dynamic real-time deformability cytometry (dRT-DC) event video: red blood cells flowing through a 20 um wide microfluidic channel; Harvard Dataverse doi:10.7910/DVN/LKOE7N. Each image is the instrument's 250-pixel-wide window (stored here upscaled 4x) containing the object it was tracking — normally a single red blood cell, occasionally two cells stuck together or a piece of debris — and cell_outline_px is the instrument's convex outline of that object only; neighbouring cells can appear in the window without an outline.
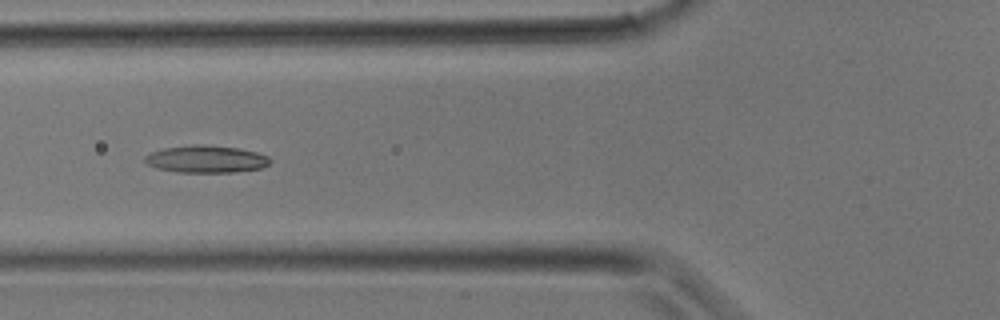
{"species": "common noctule bat (a hibernating species)", "species_latin": "Nyctalus noctula", "temperature_condition": "room temperature", "stored_images_in_passage": 25, "camera_frame_rate_fps": 3000, "um_per_image_px": 0.085, "animal": {"sex": "male", "body_mass_g": 17.9}, "frame": {"image": 1, "passage_image": 6, "time_ms": 1.667, "image_size_px": [1000, 320], "cell_outline_px": [[272, 160], [268, 164], [260, 168], [232, 172], [176, 172], [156, 168], [148, 164], [144, 160], [144, 156], [152, 152], [164, 148], [192, 144], [204, 144], [240, 148], [256, 152], [268, 156]], "centroid_in_image_um": [17.51, 13.51], "position_along_channel_um": 108.3, "area_um2": 19.94}}
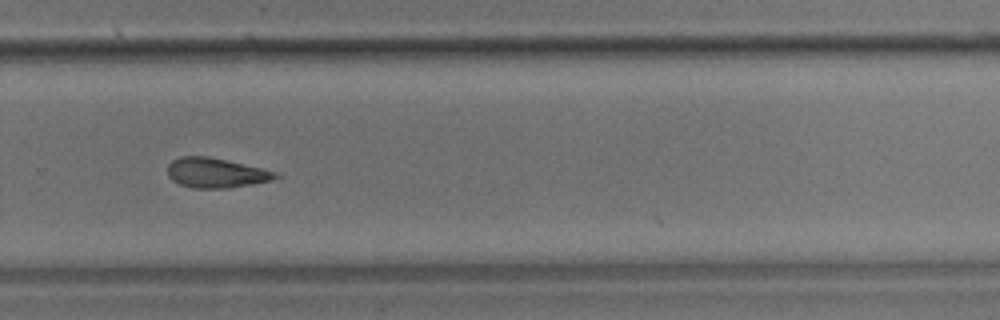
{"frame": {"image": 2, "passage_image": 16, "time_ms": 5.0, "image_size_px": [1000, 320], "cell_outline_px": [[284, 176], [252, 184], [228, 188], [192, 188], [180, 184], [172, 180], [168, 176], [168, 164], [172, 160], [180, 156], [208, 156], [264, 168]], "centroid_in_image_um": [18.34, 14.68], "position_along_channel_um": 311.5, "area_um2": 18.79}}
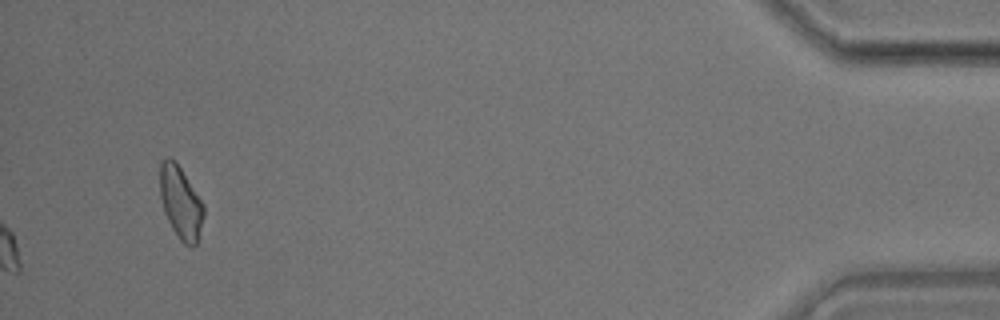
{"frame": {"image": 3, "passage_image": 25, "time_ms": 8.0, "image_size_px": [1000, 320], "cell_outline_px": [[204, 216], [196, 244], [192, 248], [184, 244], [180, 240], [172, 228], [164, 212], [160, 196], [160, 164], [168, 156], [176, 160], [204, 204]], "centroid_in_image_um": [15.36, 17.21], "position_along_channel_um": 419.8, "area_um2": 18.55}}